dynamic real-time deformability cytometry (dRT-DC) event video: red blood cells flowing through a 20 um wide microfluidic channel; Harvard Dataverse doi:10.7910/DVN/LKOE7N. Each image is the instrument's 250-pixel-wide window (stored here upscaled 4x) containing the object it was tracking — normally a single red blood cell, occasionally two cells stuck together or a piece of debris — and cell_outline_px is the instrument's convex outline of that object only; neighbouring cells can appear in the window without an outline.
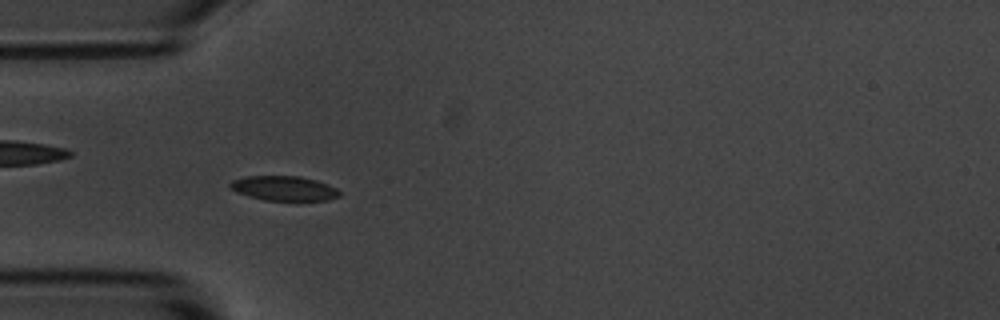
{"species": "common noctule bat (a hibernating species)", "species_latin": "Nyctalus noctula", "temperature_condition": "room temperature", "stored_images_in_passage": 22, "camera_frame_rate_fps": 3000, "um_per_image_px": 0.085, "animal": {"sex": "male", "body_mass_g": 20.1, "forearm_length_mm": 53.5}, "frame": {"image": 1, "passage_image": 2, "time_ms": 0.333, "image_size_px": [1000, 320], "cell_outline_px": [[340, 196], [328, 200], [296, 204], [264, 200], [248, 196], [236, 192], [228, 184], [232, 180], [244, 176], [300, 176], [316, 180], [328, 184], [336, 188], [340, 192]], "centroid_in_image_um": [24.19, 16.06], "position_along_channel_um": 60.8, "area_um2": 16.65}}